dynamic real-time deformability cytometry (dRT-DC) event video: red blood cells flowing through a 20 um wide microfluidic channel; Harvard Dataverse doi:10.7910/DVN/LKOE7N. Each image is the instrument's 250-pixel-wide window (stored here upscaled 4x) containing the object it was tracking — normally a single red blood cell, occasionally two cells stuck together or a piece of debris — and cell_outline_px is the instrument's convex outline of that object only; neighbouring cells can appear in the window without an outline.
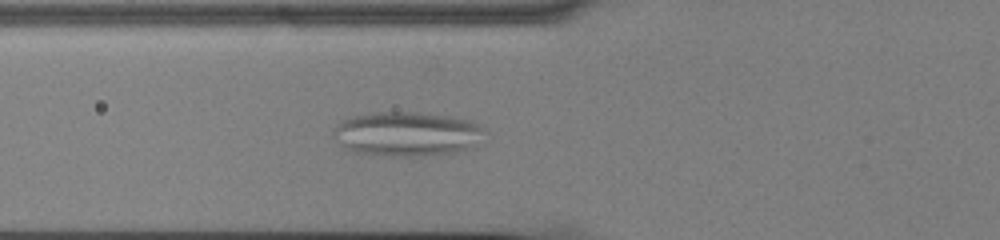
{"species": "common noctule bat (a hibernating species)", "species_latin": "Nyctalus noctula", "temperature_condition": "cold", "stored_images_in_passage": 57, "camera_frame_rate_fps": 3000, "um_per_image_px": 0.085, "animal": {"sex": "male", "body_mass_g": 13.0, "forearm_length_mm": 53.1}, "frame": {"image": 1, "passage_image": 22, "time_ms": 7.0, "image_size_px": [1000, 240], "cell_outline_px": [[484, 128], [472, 148], [456, 152], [416, 156], [392, 156], [356, 152], [348, 148], [336, 140], [332, 136], [332, 132], [348, 116], [372, 112], [416, 112], [452, 116], [472, 120], [480, 124]], "centroid_in_image_um": [34.59, 11.36], "position_along_channel_um": 91.2, "area_um2": 38.96}}
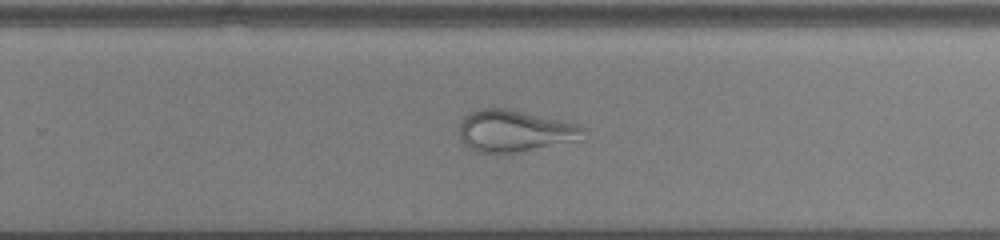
{"frame": {"image": 2, "passage_image": 38, "time_ms": 12.333, "image_size_px": [1000, 240], "cell_outline_px": [[584, 128], [580, 140], [496, 156], [480, 152], [464, 144], [460, 140], [460, 120], [464, 116], [480, 108], [504, 108], [576, 124]], "centroid_in_image_um": [43.67, 11.16], "position_along_channel_um": 286.1, "area_um2": 30.0}}
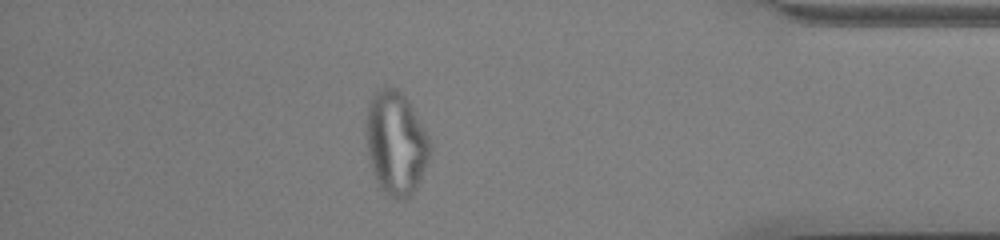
{"frame": {"image": 3, "passage_image": 50, "time_ms": 16.333, "image_size_px": [1000, 240], "cell_outline_px": [[432, 148], [420, 180], [412, 196], [404, 200], [400, 200], [384, 192], [380, 188], [372, 172], [368, 156], [368, 104], [372, 96], [380, 88], [396, 88], [404, 96], [428, 136], [432, 144]], "centroid_in_image_um": [33.67, 12.22], "position_along_channel_um": 401.5, "area_um2": 37.74}}